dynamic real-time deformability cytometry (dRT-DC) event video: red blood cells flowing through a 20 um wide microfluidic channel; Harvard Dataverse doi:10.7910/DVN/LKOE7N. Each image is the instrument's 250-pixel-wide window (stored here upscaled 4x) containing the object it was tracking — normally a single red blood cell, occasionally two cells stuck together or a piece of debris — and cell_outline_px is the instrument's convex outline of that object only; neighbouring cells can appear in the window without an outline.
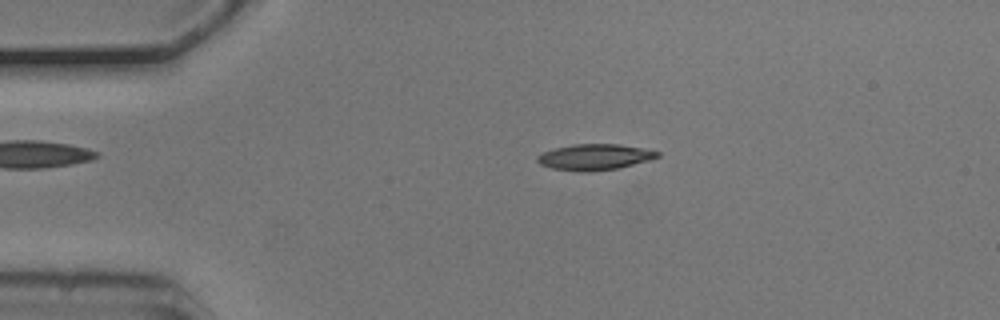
{"species": "common noctule bat (a hibernating species)", "species_latin": "Nyctalus noctula", "temperature_condition": "cold", "stored_images_in_passage": 4, "camera_frame_rate_fps": 3000, "um_per_image_px": 0.085, "animal": {"sex": "male", "body_mass_g": 20.5, "forearm_length_mm": 52.5}, "frame": {"image": 1, "passage_image": 3, "time_ms": 0.667, "image_size_px": [1000, 320], "cell_outline_px": [[660, 156], [652, 160], [616, 168], [588, 172], [580, 172], [552, 168], [540, 164], [536, 160], [536, 156], [544, 152], [556, 148], [572, 144], [620, 144], [660, 152]], "centroid_in_image_um": [50.54, 13.35], "position_along_channel_um": 34.5, "area_um2": 18.09}}